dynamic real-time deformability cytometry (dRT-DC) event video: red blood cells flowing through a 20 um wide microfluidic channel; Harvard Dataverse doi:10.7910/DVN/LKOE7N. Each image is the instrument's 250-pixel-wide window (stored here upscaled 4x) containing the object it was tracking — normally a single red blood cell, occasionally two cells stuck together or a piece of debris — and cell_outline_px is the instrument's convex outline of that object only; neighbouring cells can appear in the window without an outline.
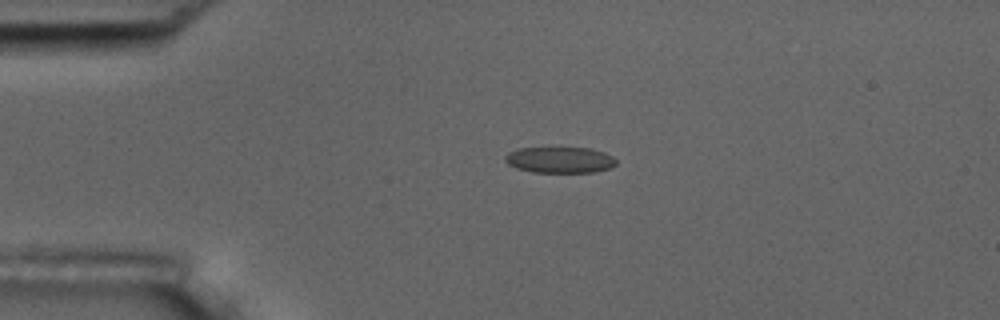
{"species": "common noctule bat (a hibernating species)", "species_latin": "Nyctalus noctula", "temperature_condition": "room temperature", "stored_images_in_passage": 3, "camera_frame_rate_fps": 3000, "um_per_image_px": 0.085, "animal": {"sex": "male", "body_mass_g": 17.5, "forearm_length_mm": 52.3}, "frame": {"image": 1, "passage_image": 2, "time_ms": 1.333, "image_size_px": [1000, 320], "cell_outline_px": [[616, 164], [612, 168], [592, 172], [532, 172], [516, 168], [508, 164], [504, 160], [504, 156], [508, 152], [516, 148], [592, 148], [604, 152], [612, 156], [616, 160]], "centroid_in_image_um": [47.57, 13.59], "position_along_channel_um": 37.4, "area_um2": 16.99}}